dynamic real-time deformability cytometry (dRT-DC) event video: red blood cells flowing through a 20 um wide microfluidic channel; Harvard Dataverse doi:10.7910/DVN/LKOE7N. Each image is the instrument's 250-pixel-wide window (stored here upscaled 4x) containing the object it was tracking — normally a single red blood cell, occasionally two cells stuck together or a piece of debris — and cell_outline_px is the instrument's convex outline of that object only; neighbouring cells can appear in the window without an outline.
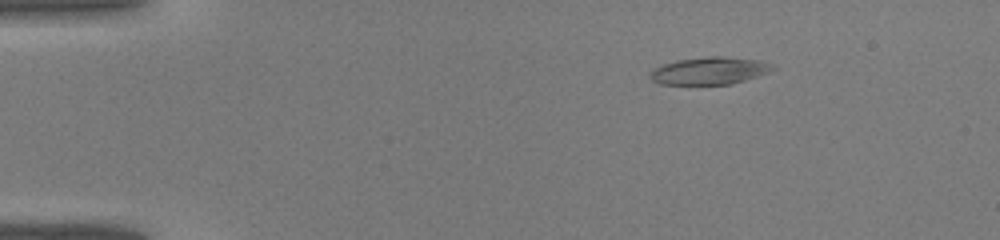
{"species": "common noctule bat (a hibernating species)", "species_latin": "Nyctalus noctula", "temperature_condition": "warm", "stored_images_in_passage": 38, "camera_frame_rate_fps": 3000, "um_per_image_px": 0.085, "animal": {"sex": "male", "body_mass_g": 19.0, "forearm_length_mm": 50.8}, "frame": {"image": 1, "passage_image": 2, "time_ms": 0.333, "image_size_px": [1000, 240], "cell_outline_px": [[776, 68], [768, 72], [732, 84], [660, 84], [652, 80], [648, 76], [656, 68], [664, 64], [676, 60], [708, 56], [724, 56], [756, 60], [768, 64]], "centroid_in_image_um": [60.27, 6.01], "position_along_channel_um": 24.7, "area_um2": 19.19}}
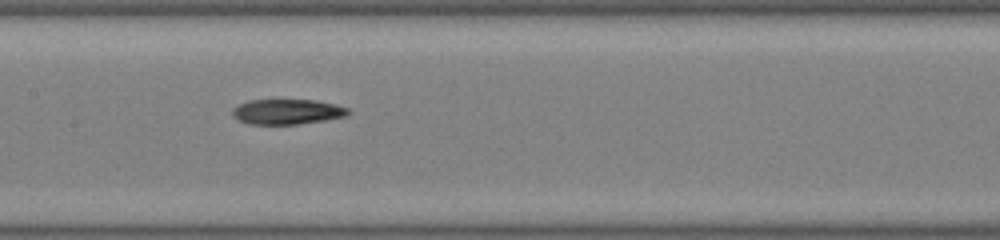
{"frame": {"image": 2, "passage_image": 17, "time_ms": 5.333, "image_size_px": [1000, 240], "cell_outline_px": [[352, 112], [348, 116], [324, 120], [296, 124], [248, 124], [232, 116], [232, 108], [248, 100], [316, 100], [336, 104], [348, 108]], "centroid_in_image_um": [24.44, 9.49], "position_along_channel_um": 183.0, "area_um2": 17.05}}
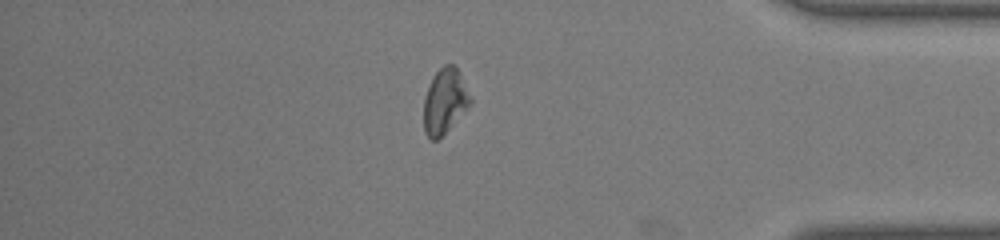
{"frame": {"image": 3, "passage_image": 32, "time_ms": 10.333, "image_size_px": [1000, 240], "cell_outline_px": [[472, 104], [436, 140], [432, 140], [424, 132], [424, 100], [432, 76], [444, 64], [452, 64], [456, 68], [472, 100]], "centroid_in_image_um": [37.79, 8.59], "position_along_channel_um": 397.4, "area_um2": 17.17}}